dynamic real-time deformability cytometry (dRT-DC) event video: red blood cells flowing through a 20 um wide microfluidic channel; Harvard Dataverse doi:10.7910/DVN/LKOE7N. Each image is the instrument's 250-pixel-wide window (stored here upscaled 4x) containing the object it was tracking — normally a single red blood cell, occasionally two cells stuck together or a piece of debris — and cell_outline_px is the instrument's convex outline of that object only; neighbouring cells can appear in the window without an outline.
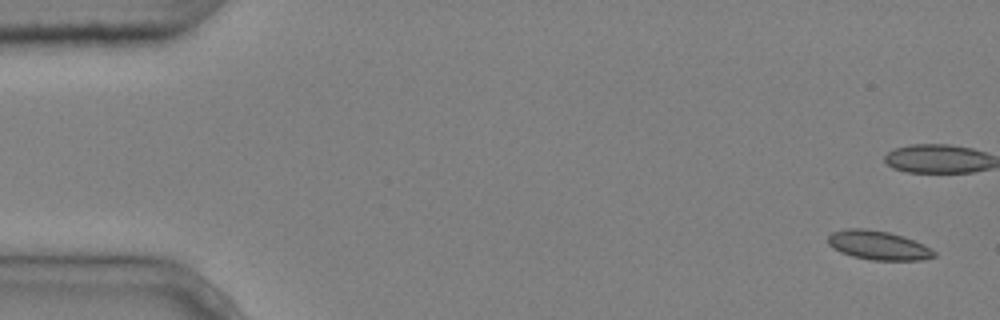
{"species": "common noctule bat (a hibernating species)", "species_latin": "Nyctalus noctula", "temperature_condition": "cold", "stored_images_in_passage": 7, "camera_frame_rate_fps": 3000, "um_per_image_px": 0.085, "animal": {"sex": "male", "body_mass_g": 20.4}, "frame": {"image": 1, "passage_image": 1, "time_ms": 0.0, "image_size_px": [1000, 320], "cell_outline_px": [[936, 256], [920, 260], [872, 260], [852, 256], [840, 252], [828, 244], [828, 236], [832, 232], [844, 228], [864, 228], [888, 232], [904, 236], [924, 244], [932, 248], [936, 252]], "centroid_in_image_um": [74.66, 20.84], "position_along_channel_um": 10.3, "area_um2": 18.09}}